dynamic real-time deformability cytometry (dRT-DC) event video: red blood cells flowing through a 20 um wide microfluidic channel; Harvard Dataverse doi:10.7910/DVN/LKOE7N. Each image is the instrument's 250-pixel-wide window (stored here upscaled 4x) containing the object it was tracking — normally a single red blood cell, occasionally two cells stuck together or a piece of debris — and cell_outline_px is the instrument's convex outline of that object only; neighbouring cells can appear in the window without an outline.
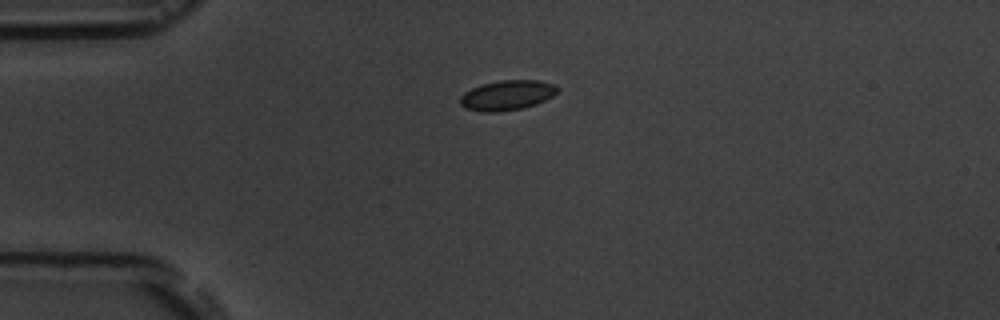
{"species": "common noctule bat (a hibernating species)", "species_latin": "Nyctalus noctula", "temperature_condition": "room temperature", "stored_images_in_passage": 2, "camera_frame_rate_fps": 3000, "um_per_image_px": 0.085, "animal": {"sex": "male", "body_mass_g": 19.5, "forearm_length_mm": 54.6}, "frame": {"image": 1, "passage_image": 1, "time_ms": 0.0, "image_size_px": [1000, 320], "cell_outline_px": [[560, 88], [552, 96], [536, 104], [524, 108], [500, 112], [480, 112], [464, 108], [460, 104], [460, 96], [464, 92], [480, 84], [500, 80], [540, 80], [556, 84]], "centroid_in_image_um": [43.09, 8.09], "position_along_channel_um": 41.9, "area_um2": 17.28}}